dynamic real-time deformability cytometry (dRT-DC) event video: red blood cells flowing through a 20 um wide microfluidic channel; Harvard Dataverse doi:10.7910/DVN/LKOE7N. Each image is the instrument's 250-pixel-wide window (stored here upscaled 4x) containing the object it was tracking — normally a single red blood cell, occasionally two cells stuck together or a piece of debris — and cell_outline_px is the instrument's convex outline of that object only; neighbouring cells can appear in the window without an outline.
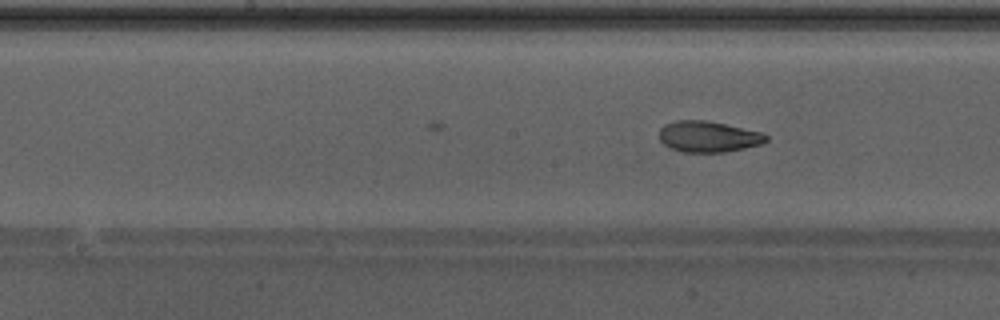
{"species": "Egyptian fruit bat (a non-hibernating species)", "species_latin": "Rousettus aegyptiacus", "temperature_condition": "warm", "stored_images_in_passage": 25, "camera_frame_rate_fps": 3000, "um_per_image_px": 0.085, "animal": {"sex": "male"}, "frame": {"image": 1, "passage_image": 25, "time_ms": 8.0, "image_size_px": [1000, 320], "cell_outline_px": [[768, 140], [764, 144], [724, 152], [680, 152], [664, 144], [660, 140], [660, 128], [664, 124], [676, 120], [704, 120], [724, 124], [760, 132], [768, 136]], "centroid_in_image_um": [60.2, 11.62], "position_along_channel_um": 188.0, "area_um2": 19.25}}